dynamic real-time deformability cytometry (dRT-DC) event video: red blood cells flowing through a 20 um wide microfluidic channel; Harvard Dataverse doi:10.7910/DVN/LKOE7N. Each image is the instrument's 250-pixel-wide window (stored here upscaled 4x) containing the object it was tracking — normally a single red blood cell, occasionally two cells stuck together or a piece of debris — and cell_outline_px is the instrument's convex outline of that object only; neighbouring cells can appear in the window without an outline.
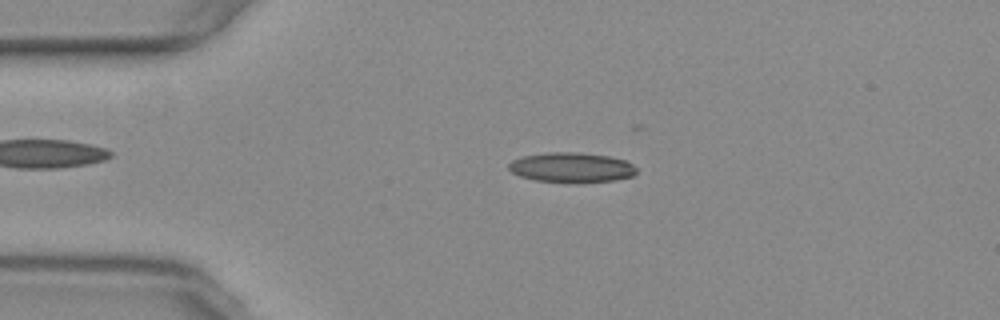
{"species": "common noctule bat (a hibernating species)", "species_latin": "Nyctalus noctula", "temperature_condition": "warm", "stored_images_in_passage": 38, "camera_frame_rate_fps": 3000, "um_per_image_px": 0.085, "animal": {"sex": "female", "body_mass_g": 29.2, "forearm_length_mm": 56.3}, "frame": {"image": 1, "passage_image": 11, "time_ms": 3.333, "image_size_px": [1000, 320], "cell_outline_px": [[636, 172], [632, 176], [616, 180], [576, 184], [536, 180], [520, 176], [512, 172], [508, 168], [508, 164], [512, 160], [520, 156], [548, 152], [580, 152], [608, 156], [624, 160], [632, 164], [636, 168]], "centroid_in_image_um": [48.56, 14.24], "position_along_channel_um": 36.4, "area_um2": 22.66}}
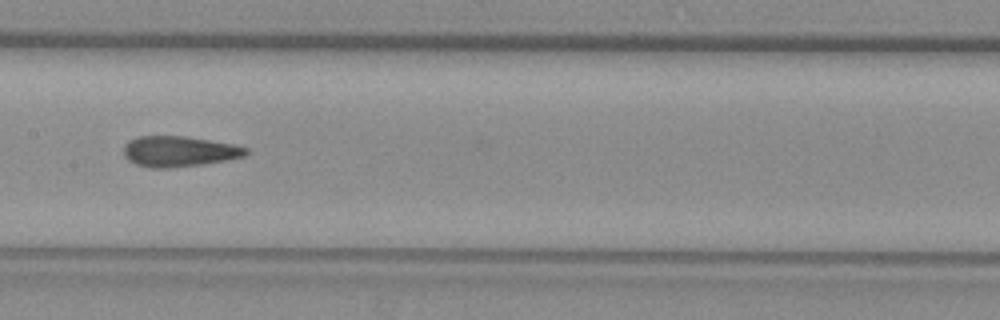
{"frame": {"image": 2, "passage_image": 26, "time_ms": 8.333, "image_size_px": [1000, 320], "cell_outline_px": [[248, 156], [228, 160], [204, 164], [168, 168], [152, 168], [136, 164], [128, 160], [124, 156], [124, 144], [128, 140], [136, 136], [184, 136], [232, 144], [248, 148]], "centroid_in_image_um": [15.22, 12.87], "position_along_channel_um": 192.2, "area_um2": 21.96}}
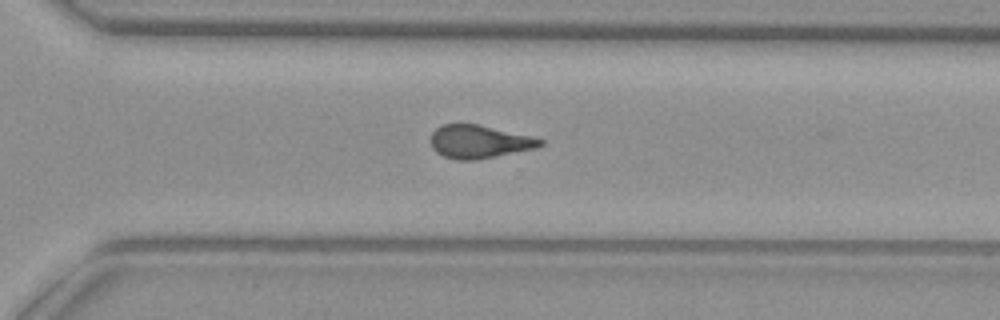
{"frame": {"image": 3, "passage_image": 37, "time_ms": 12.0, "image_size_px": [1000, 320], "cell_outline_px": [[544, 144], [536, 148], [476, 160], [456, 160], [444, 156], [436, 152], [432, 148], [432, 132], [440, 124], [480, 124], [532, 136], [544, 140]], "centroid_in_image_um": [40.74, 12.04], "position_along_channel_um": 329.9, "area_um2": 21.21}}